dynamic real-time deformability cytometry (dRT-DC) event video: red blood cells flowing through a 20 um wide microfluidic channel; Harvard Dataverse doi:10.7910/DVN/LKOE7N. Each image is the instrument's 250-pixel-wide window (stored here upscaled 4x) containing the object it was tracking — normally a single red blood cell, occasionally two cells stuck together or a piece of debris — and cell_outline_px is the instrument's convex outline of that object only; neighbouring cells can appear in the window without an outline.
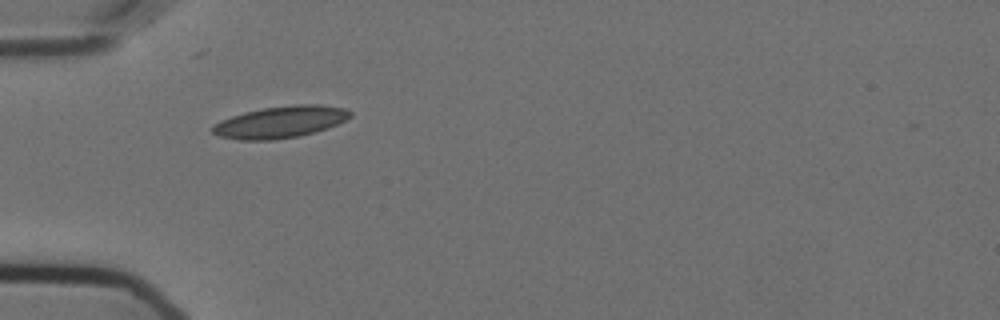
{"species": "Egyptian fruit bat (a non-hibernating species)", "species_latin": "Rousettus aegyptiacus", "temperature_condition": "cold", "stored_images_in_passage": 40, "camera_frame_rate_fps": 3000, "um_per_image_px": 0.085, "animal": {"sex": "female"}, "frame": {"image": 1, "passage_image": 1, "time_ms": 0.0, "image_size_px": [1000, 320], "cell_outline_px": [[352, 116], [328, 128], [300, 136], [272, 140], [240, 140], [220, 136], [212, 132], [212, 128], [220, 120], [244, 112], [264, 108], [296, 104], [320, 104], [344, 108], [352, 112]], "centroid_in_image_um": [23.85, 10.37], "position_along_channel_um": 61.1, "area_um2": 25.37}}
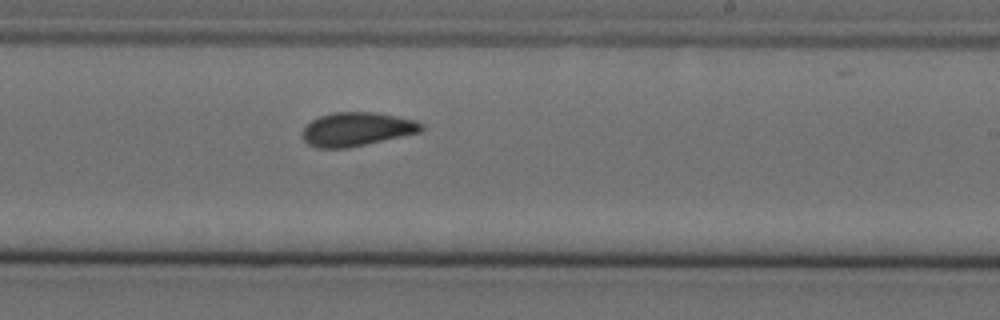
{"frame": {"image": 2, "passage_image": 18, "time_ms": 5.667, "image_size_px": [1000, 320], "cell_outline_px": [[424, 128], [420, 132], [348, 148], [316, 148], [308, 144], [300, 136], [304, 128], [312, 120], [320, 116], [332, 112], [376, 112], [416, 120], [424, 124]], "centroid_in_image_um": [30.32, 10.98], "position_along_channel_um": 258.7, "area_um2": 23.47}}
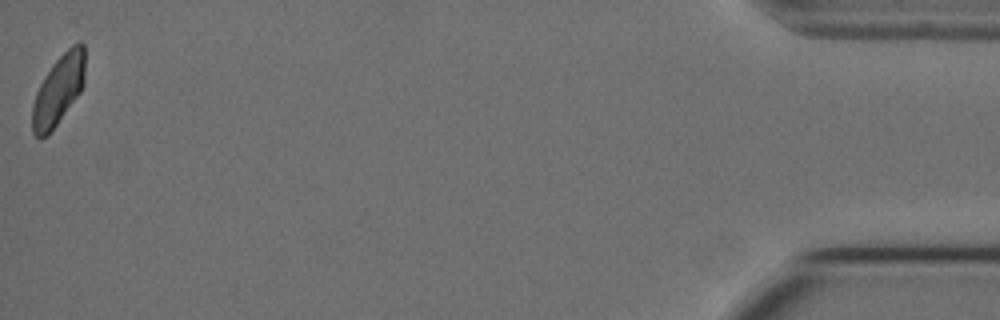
{"frame": {"image": 3, "passage_image": 40, "time_ms": 13.0, "image_size_px": [1000, 320], "cell_outline_px": [[84, 84], [80, 92], [48, 136], [40, 140], [32, 132], [32, 104], [36, 92], [44, 76], [52, 64], [72, 44], [80, 40], [84, 44]], "centroid_in_image_um": [4.95, 7.66], "position_along_channel_um": 430.2, "area_um2": 21.56}, "authors_computed_cell_mechanics": {"area_um2": 22.9755, "velocity_mm_per_s": 3.5564, "shape_relaxation_time_tau1_ms": null, "shape_relaxation_time_tau2_ms": 2.2028, "deformation_change_tau1": null, "deformation_change_tau2": 0.0656}}